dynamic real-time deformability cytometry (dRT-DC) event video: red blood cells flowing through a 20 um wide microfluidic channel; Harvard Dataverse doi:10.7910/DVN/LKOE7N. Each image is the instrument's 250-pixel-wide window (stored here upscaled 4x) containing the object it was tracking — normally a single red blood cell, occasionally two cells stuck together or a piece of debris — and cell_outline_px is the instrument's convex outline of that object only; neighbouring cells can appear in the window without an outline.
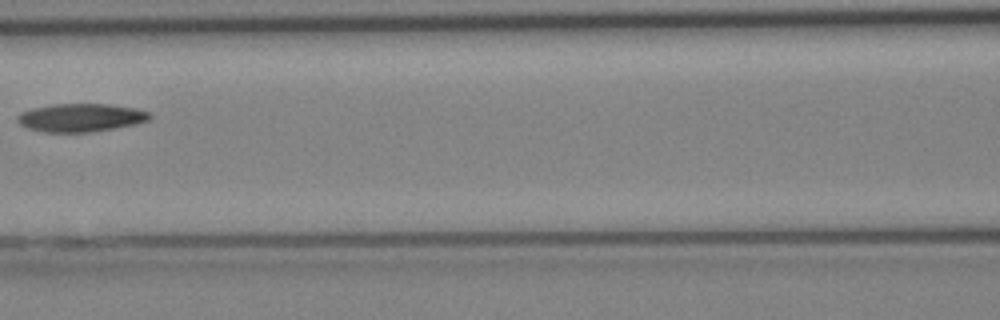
{"species": "Egyptian fruit bat (a non-hibernating species)", "species_latin": "Rousettus aegyptiacus", "temperature_condition": "cold", "stored_images_in_passage": 27, "camera_frame_rate_fps": 3000, "um_per_image_px": 0.085, "animal": {"sex": "female"}, "frame": {"image": 1, "passage_image": 9, "time_ms": 2.667, "image_size_px": [1000, 320], "cell_outline_px": [[152, 116], [148, 120], [136, 124], [92, 132], [44, 132], [28, 128], [20, 124], [16, 120], [16, 116], [20, 112], [32, 108], [52, 104], [112, 104], [136, 108], [148, 112]], "centroid_in_image_um": [6.85, 9.99], "position_along_channel_um": 159.8, "area_um2": 21.85}}